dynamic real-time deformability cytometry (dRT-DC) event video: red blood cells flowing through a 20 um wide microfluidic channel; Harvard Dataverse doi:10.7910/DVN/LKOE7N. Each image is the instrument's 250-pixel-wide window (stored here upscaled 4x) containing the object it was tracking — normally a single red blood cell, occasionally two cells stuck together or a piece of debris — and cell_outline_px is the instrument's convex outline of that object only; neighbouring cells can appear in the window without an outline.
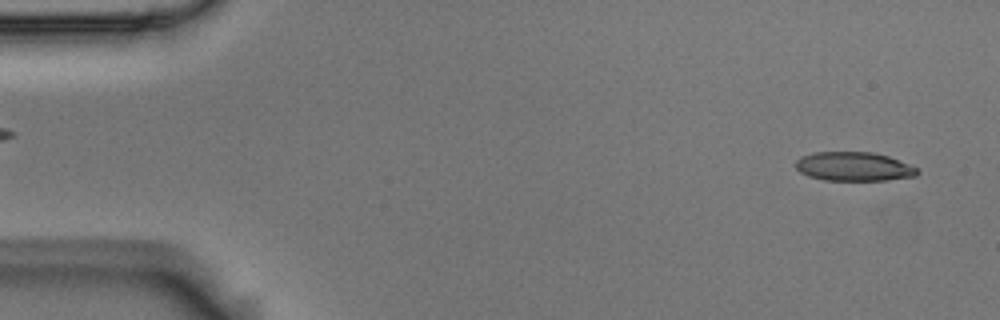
{"species": "Egyptian fruit bat (a non-hibernating species)", "species_latin": "Rousettus aegyptiacus", "temperature_condition": "room temperature", "stored_images_in_passage": 54, "camera_frame_rate_fps": 3000, "um_per_image_px": 0.085, "animal": {"sex": "male"}, "frame": {"image": 1, "passage_image": 3, "time_ms": 0.667, "image_size_px": [1000, 320], "cell_outline_px": [[920, 172], [916, 176], [888, 180], [824, 180], [808, 176], [800, 172], [796, 168], [796, 160], [800, 156], [812, 152], [872, 152], [888, 156], [908, 164], [916, 168]], "centroid_in_image_um": [72.55, 14.15], "position_along_channel_um": 12.5, "area_um2": 20.58}}
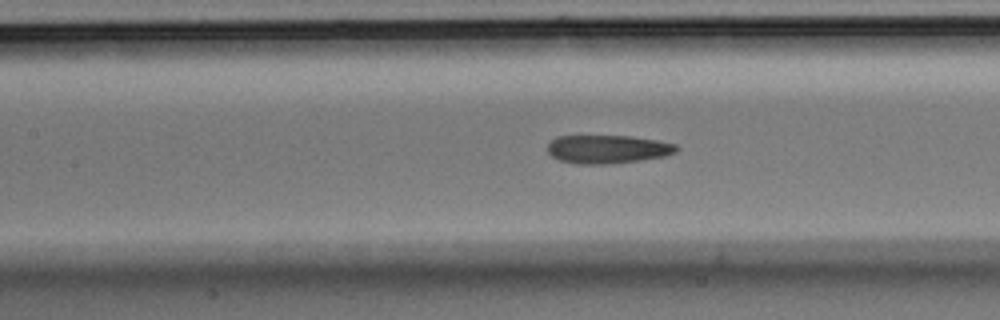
{"frame": {"image": 2, "passage_image": 24, "time_ms": 7.667, "image_size_px": [1000, 320], "cell_outline_px": [[680, 148], [676, 152], [664, 156], [608, 164], [576, 164], [560, 160], [552, 156], [548, 152], [548, 144], [556, 136], [632, 136], [656, 140], [676, 144]], "centroid_in_image_um": [51.64, 12.67], "position_along_channel_um": 155.8, "area_um2": 21.21}}
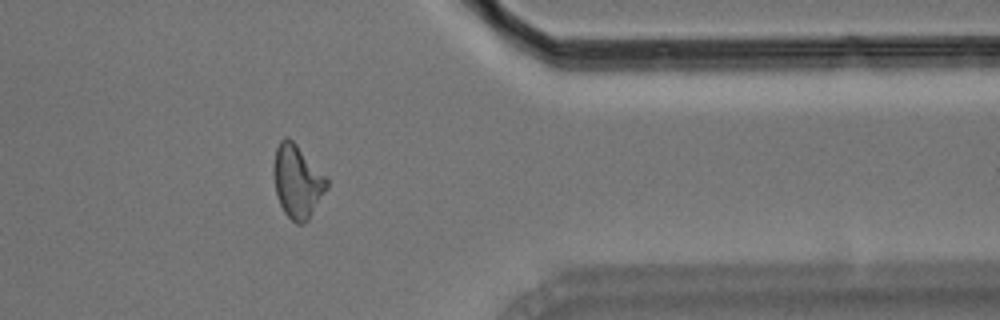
{"frame": {"image": 3, "passage_image": 44, "time_ms": 14.333, "image_size_px": [1000, 320], "cell_outline_px": [[328, 188], [308, 220], [304, 224], [296, 224], [284, 212], [280, 204], [276, 192], [272, 172], [272, 168], [276, 148], [280, 140], [284, 136], [288, 136], [296, 144], [328, 180]], "centroid_in_image_um": [25.25, 15.42], "position_along_channel_um": 386.2, "area_um2": 22.54}, "authors_computed_cell_mechanics": {"area_um2": 21.6172, "velocity_mm_per_s": 3.6754, "shape_relaxation_time_tau1_ms": null, "shape_relaxation_time_tau2_ms": 2.5215, "deformation_change_tau1": null, "deformation_change_tau2": 0.1217}}